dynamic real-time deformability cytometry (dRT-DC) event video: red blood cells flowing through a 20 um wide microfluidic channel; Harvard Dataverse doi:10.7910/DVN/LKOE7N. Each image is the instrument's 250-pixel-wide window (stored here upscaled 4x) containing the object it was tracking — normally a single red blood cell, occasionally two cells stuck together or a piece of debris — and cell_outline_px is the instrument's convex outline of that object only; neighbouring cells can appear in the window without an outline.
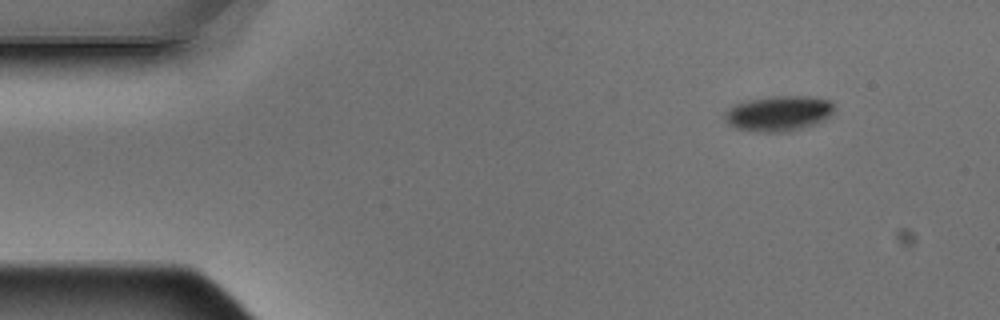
{"species": "Egyptian fruit bat (a non-hibernating species)", "species_latin": "Rousettus aegyptiacus", "temperature_condition": "warm", "stored_images_in_passage": 5, "segment_of_instrument_passage": [1, 2], "camera_frame_rate_fps": 3000, "um_per_image_px": 0.085, "animal": {"sex": "male"}, "frame": {"image": 1, "passage_image": 1, "time_ms": 0.0, "image_size_px": [1000, 320], "cell_outline_px": [[832, 112], [828, 116], [812, 124], [788, 132], [760, 132], [736, 128], [728, 124], [724, 120], [724, 112], [732, 104], [748, 100], [772, 96], [804, 96], [828, 100], [832, 104]], "centroid_in_image_um": [66.07, 9.64], "position_along_channel_um": 18.9, "area_um2": 22.25}}
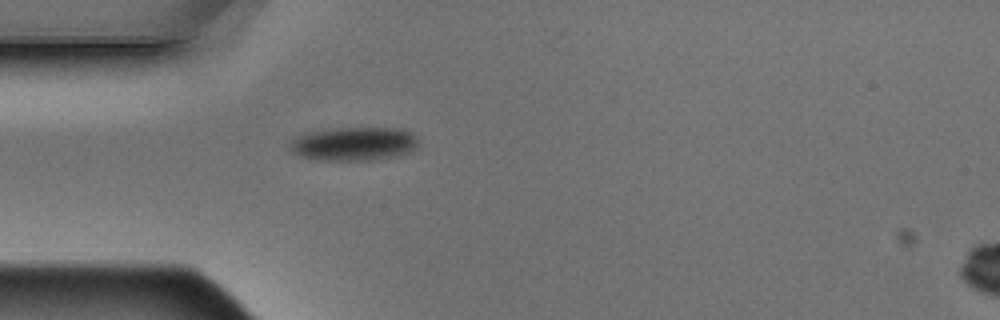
{"frame": {"image": 2, "passage_image": 4, "time_ms": 1.0, "image_size_px": [1000, 320], "cell_outline_px": [[416, 148], [408, 152], [392, 156], [368, 160], [324, 160], [300, 156], [292, 152], [288, 148], [288, 144], [296, 136], [308, 132], [336, 128], [400, 128], [412, 132], [416, 136]], "centroid_in_image_um": [30.04, 12.21], "position_along_channel_um": 55.0, "area_um2": 25.03}}